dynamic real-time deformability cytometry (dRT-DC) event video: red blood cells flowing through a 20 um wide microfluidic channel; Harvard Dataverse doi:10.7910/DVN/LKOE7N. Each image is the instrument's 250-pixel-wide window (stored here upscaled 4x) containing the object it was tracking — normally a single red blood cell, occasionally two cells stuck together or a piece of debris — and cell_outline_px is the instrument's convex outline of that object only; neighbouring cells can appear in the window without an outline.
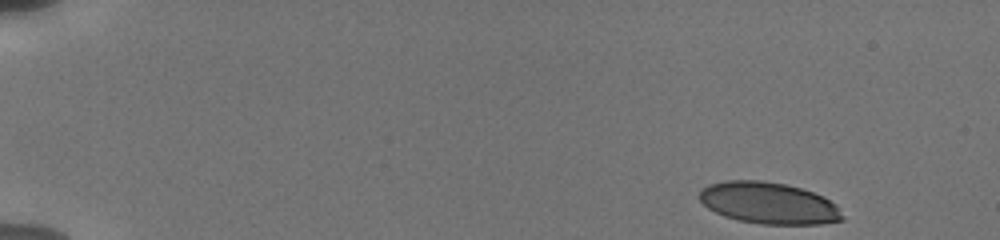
{"species": "human", "species_latin": "Homo sapiens", "temperature_condition": "cold", "stored_images_in_passage": 31, "camera_frame_rate_fps": 3000, "um_per_image_px": 0.085, "donor": {"sex": "male"}, "frame": {"image": 1, "passage_image": 1, "time_ms": 0.0, "image_size_px": [1000, 240], "cell_outline_px": [[844, 220], [820, 224], [760, 224], [740, 220], [724, 216], [708, 208], [700, 200], [700, 188], [708, 184], [724, 180], [760, 180], [784, 184], [800, 188], [824, 196], [836, 204], [844, 216]], "centroid_in_image_um": [65.34, 17.26], "position_along_channel_um": 19.7, "area_um2": 34.74}}
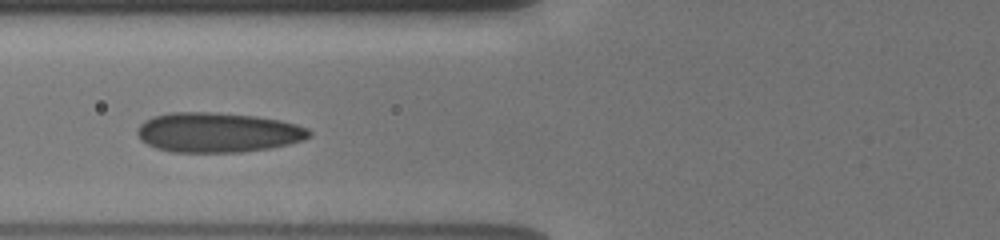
{"frame": {"image": 2, "passage_image": 12, "time_ms": 6.0, "image_size_px": [1000, 240], "cell_outline_px": [[312, 136], [304, 140], [288, 144], [268, 148], [240, 152], [172, 152], [156, 148], [140, 140], [136, 132], [140, 124], [144, 120], [152, 116], [172, 112], [212, 112], [256, 116], [280, 120], [296, 124], [308, 128], [312, 132]], "centroid_in_image_um": [18.51, 11.25], "position_along_channel_um": 107.3, "area_um2": 40.06}}
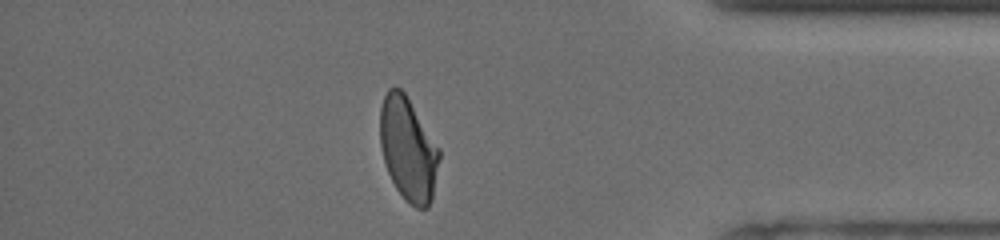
{"frame": {"image": 3, "passage_image": 27, "time_ms": 14.333, "image_size_px": [1000, 240], "cell_outline_px": [[440, 156], [432, 200], [428, 208], [416, 208], [404, 200], [396, 188], [388, 172], [384, 160], [380, 144], [380, 108], [384, 96], [388, 88], [400, 88], [404, 92], [440, 148]], "centroid_in_image_um": [34.7, 12.7], "position_along_channel_um": 400.5, "area_um2": 35.66}, "authors_computed_cell_mechanics": {"area_um2": 37.5122, "velocity_mm_per_s": 3.7825, "shape_relaxation_time_tau1_ms": null, "shape_relaxation_time_tau2_ms": 0.8738, "deformation_change_tau1": null, "deformation_change_tau2": 0.0393}}